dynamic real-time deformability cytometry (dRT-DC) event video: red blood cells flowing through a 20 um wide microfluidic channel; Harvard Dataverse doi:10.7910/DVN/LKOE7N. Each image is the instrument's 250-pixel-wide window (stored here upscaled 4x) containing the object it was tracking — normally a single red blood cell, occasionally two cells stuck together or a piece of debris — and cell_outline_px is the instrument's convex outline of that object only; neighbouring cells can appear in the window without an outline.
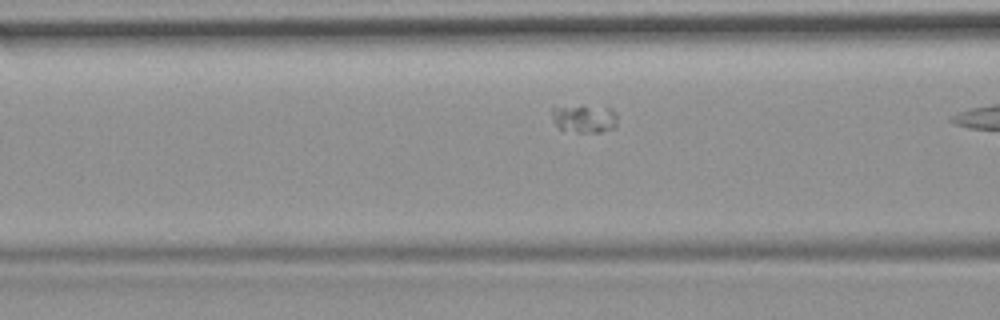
{"species": "common noctule bat (a hibernating species)", "species_latin": "Nyctalus noctula", "temperature_condition": "room temperature", "stored_images_in_passage": 15, "segment_of_instrument_passage": [1, 2], "camera_frame_rate_fps": 3000, "um_per_image_px": 0.085, "animal": {"sex": "female", "body_mass_g": 19.9}, "frame": {"image": 1, "passage_image": 13, "time_ms": 4.0, "image_size_px": [1000, 320], "cell_outline_px": [[616, 128], [600, 132], [576, 132], [560, 128], [552, 120], [552, 104], [612, 108], [616, 112]], "centroid_in_image_um": [49.63, 10.05], "position_along_channel_um": 117.0, "area_um2": 10.98}}